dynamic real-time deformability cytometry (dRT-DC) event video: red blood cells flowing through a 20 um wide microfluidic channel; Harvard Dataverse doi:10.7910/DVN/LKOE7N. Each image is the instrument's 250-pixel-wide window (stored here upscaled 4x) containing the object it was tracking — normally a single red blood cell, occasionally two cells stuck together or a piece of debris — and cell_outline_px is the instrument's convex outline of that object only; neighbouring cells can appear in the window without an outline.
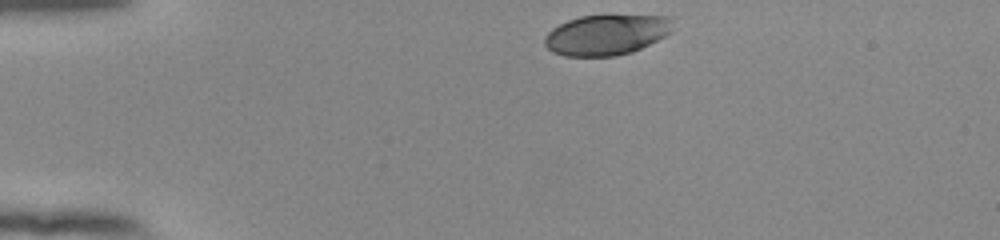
{"species": "human", "species_latin": "Homo sapiens", "temperature_condition": "room temperature", "stored_images_in_passage": 36, "camera_frame_rate_fps": 3000, "um_per_image_px": 0.085, "donor": {"sex": "female"}, "frame": {"image": 1, "passage_image": 1, "time_ms": 0.0, "image_size_px": [1000, 240], "cell_outline_px": [[672, 20], [668, 32], [664, 36], [632, 52], [616, 56], [564, 56], [552, 52], [544, 44], [544, 36], [552, 28], [568, 20], [580, 16], [668, 16]], "centroid_in_image_um": [51.47, 2.97], "position_along_channel_um": 33.5, "area_um2": 29.77}}
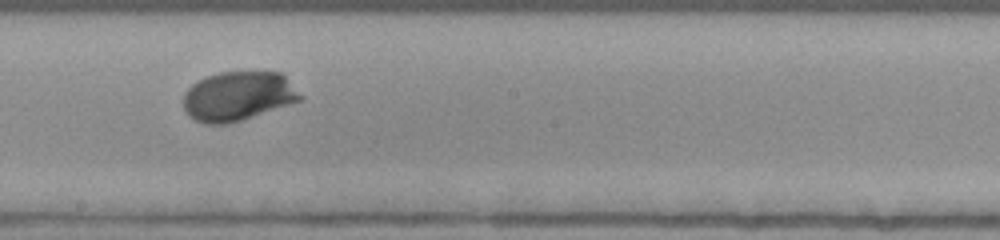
{"frame": {"image": 2, "passage_image": 21, "time_ms": 6.667, "image_size_px": [1000, 240], "cell_outline_px": [[304, 96], [300, 100], [228, 124], [204, 124], [188, 116], [184, 108], [184, 92], [196, 80], [220, 72], [280, 72]], "centroid_in_image_um": [20.19, 8.17], "position_along_channel_um": 228.0, "area_um2": 33.29}}
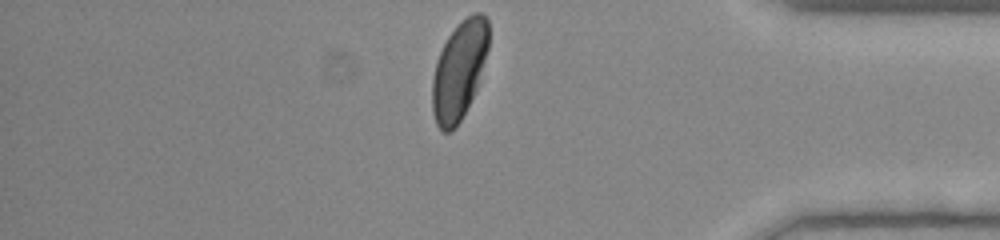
{"frame": {"image": 3, "passage_image": 36, "time_ms": 11.667, "image_size_px": [1000, 240], "cell_outline_px": [[488, 48], [476, 88], [460, 120], [452, 132], [444, 132], [436, 124], [432, 112], [432, 80], [436, 60], [448, 36], [472, 12], [484, 12], [488, 20]], "centroid_in_image_um": [39.01, 5.98], "position_along_channel_um": 396.2, "area_um2": 31.79}, "authors_computed_cell_mechanics": {"area_um2": 32.8882, "velocity_mm_per_s": 3.8164, "shape_relaxation_time_tau1_ms": 2.173, "shape_relaxation_time_tau2_ms": null, "deformation_change_tau1": 0.1441, "deformation_change_tau2": null}}